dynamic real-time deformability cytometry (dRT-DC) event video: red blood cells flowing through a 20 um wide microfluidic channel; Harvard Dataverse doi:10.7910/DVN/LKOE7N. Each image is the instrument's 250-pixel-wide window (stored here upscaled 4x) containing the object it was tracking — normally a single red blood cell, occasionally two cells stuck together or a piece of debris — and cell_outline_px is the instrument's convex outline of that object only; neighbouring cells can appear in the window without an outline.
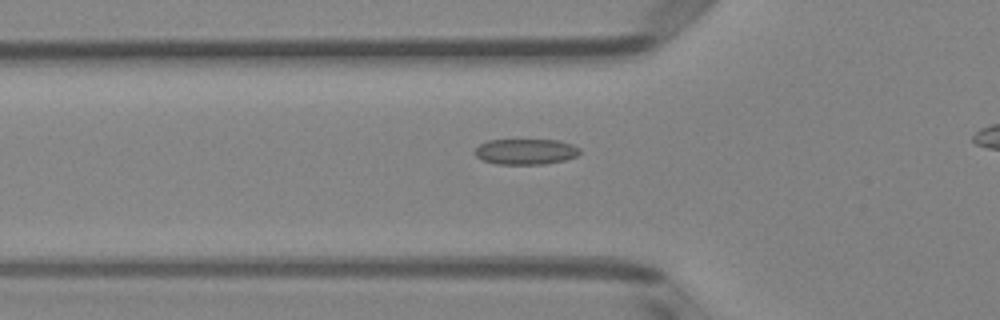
{"species": "Egyptian fruit bat (a non-hibernating species)", "species_latin": "Rousettus aegyptiacus", "temperature_condition": "room temperature", "stored_images_in_passage": 43, "camera_frame_rate_fps": 3000, "um_per_image_px": 0.085, "animal": {"sex": "female"}, "frame": {"image": 1, "passage_image": 16, "time_ms": 5.0, "image_size_px": [1000, 320], "cell_outline_px": [[580, 152], [576, 156], [564, 160], [544, 164], [496, 164], [484, 160], [476, 156], [472, 152], [480, 144], [488, 140], [560, 140], [572, 144], [580, 148]], "centroid_in_image_um": [44.68, 12.88], "position_along_channel_um": 81.1, "area_um2": 15.72}}
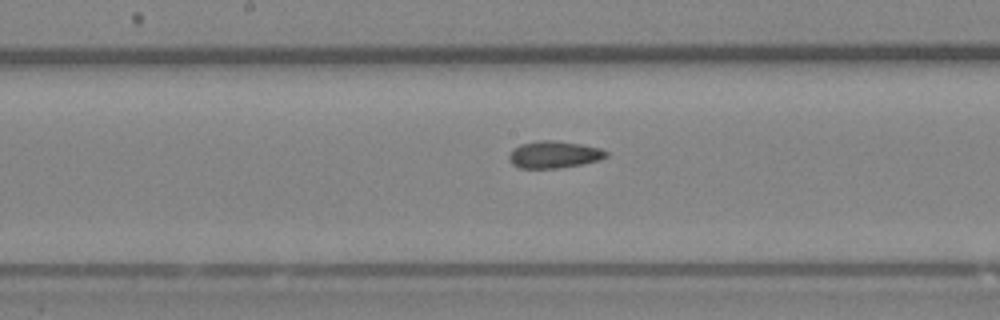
{"frame": {"image": 2, "passage_image": 25, "time_ms": 8.0, "image_size_px": [1000, 320], "cell_outline_px": [[608, 156], [600, 160], [584, 164], [556, 168], [520, 168], [512, 164], [508, 156], [512, 148], [520, 144], [540, 140], [552, 140], [580, 144], [600, 148], [608, 152]], "centroid_in_image_um": [47.09, 13.14], "position_along_channel_um": 201.1, "area_um2": 15.37}}
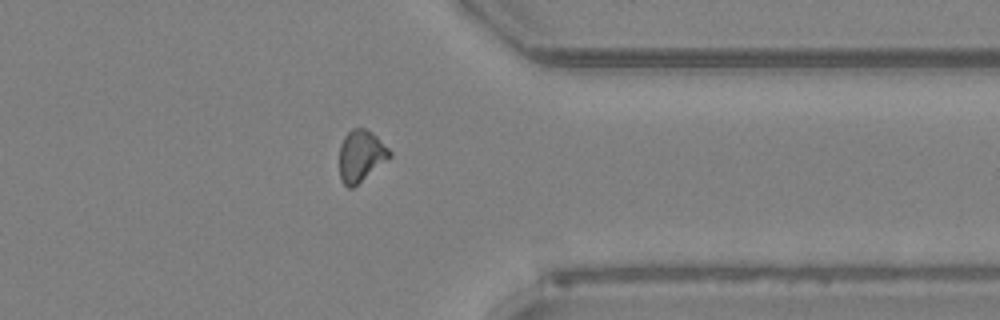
{"frame": {"image": 3, "passage_image": 39, "time_ms": 12.667, "image_size_px": [1000, 320], "cell_outline_px": [[392, 156], [352, 188], [348, 188], [340, 180], [340, 144], [344, 136], [352, 128], [368, 128], [392, 152]], "centroid_in_image_um": [30.67, 13.23], "position_along_channel_um": 380.7, "area_um2": 15.03}}